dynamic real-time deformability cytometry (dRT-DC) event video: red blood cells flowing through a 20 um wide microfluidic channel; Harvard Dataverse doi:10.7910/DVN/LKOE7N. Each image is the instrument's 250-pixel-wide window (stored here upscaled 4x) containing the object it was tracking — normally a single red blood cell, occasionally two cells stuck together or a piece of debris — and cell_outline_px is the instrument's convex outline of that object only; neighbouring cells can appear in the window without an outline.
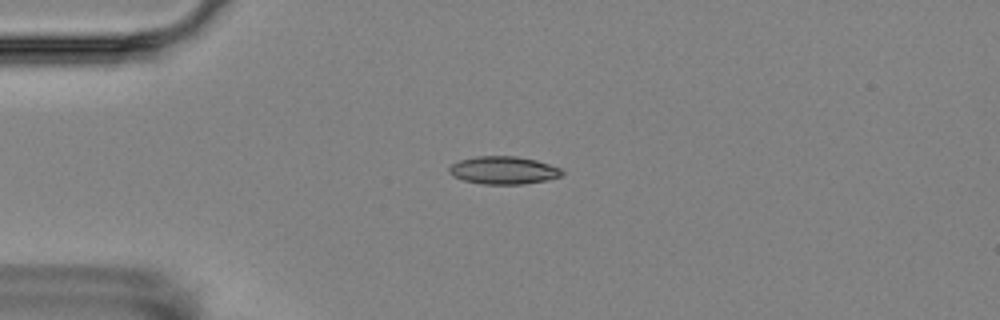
{"species": "Egyptian fruit bat (a non-hibernating species)", "species_latin": "Rousettus aegyptiacus", "temperature_condition": "room temperature", "stored_images_in_passage": 4, "camera_frame_rate_fps": 3000, "um_per_image_px": 0.085, "animal": {"sex": "female"}, "frame": {"image": 1, "passage_image": 3, "time_ms": 2.667, "image_size_px": [1000, 320], "cell_outline_px": [[564, 172], [560, 176], [544, 180], [524, 184], [480, 184], [464, 180], [452, 176], [448, 172], [448, 168], [452, 164], [460, 160], [476, 156], [516, 156], [536, 160], [560, 168]], "centroid_in_image_um": [42.75, 14.47], "position_along_channel_um": 42.2, "area_um2": 18.21}}